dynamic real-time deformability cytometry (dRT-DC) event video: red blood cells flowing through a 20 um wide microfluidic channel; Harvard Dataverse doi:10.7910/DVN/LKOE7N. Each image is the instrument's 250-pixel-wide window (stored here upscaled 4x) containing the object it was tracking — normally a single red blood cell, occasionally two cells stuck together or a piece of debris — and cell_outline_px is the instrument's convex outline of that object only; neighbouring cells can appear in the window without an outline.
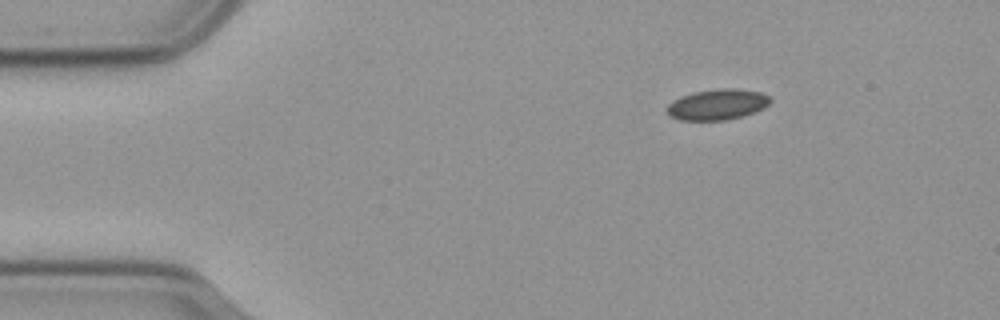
{"species": "common noctule bat (a hibernating species)", "species_latin": "Nyctalus noctula", "temperature_condition": "cold", "stored_images_in_passage": 50, "camera_frame_rate_fps": 3000, "um_per_image_px": 0.085, "animal": {"sex": "male", "body_mass_g": 23.1, "forearm_length_mm": 52.7}, "frame": {"image": 1, "passage_image": 1, "time_ms": 0.0, "image_size_px": [1000, 320], "cell_outline_px": [[772, 100], [764, 108], [740, 116], [724, 120], [680, 120], [672, 116], [668, 112], [668, 104], [672, 100], [680, 96], [692, 92], [716, 88], [736, 88], [760, 92], [768, 96]], "centroid_in_image_um": [60.96, 8.86], "position_along_channel_um": 24.0, "area_um2": 18.38}}
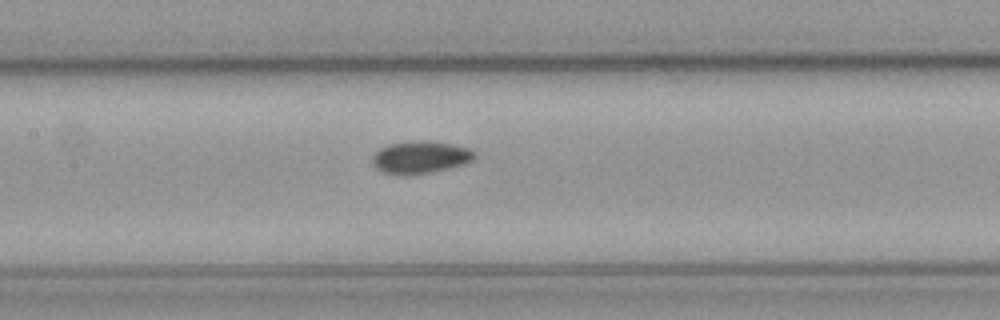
{"frame": {"image": 2, "passage_image": 19, "time_ms": 6.0, "image_size_px": [1000, 320], "cell_outline_px": [[476, 156], [472, 160], [464, 164], [428, 172], [380, 172], [376, 168], [372, 160], [372, 156], [380, 148], [388, 144], [416, 140], [428, 140], [452, 144], [468, 148], [476, 152]], "centroid_in_image_um": [35.75, 13.31], "position_along_channel_um": 171.6, "area_um2": 18.67}}
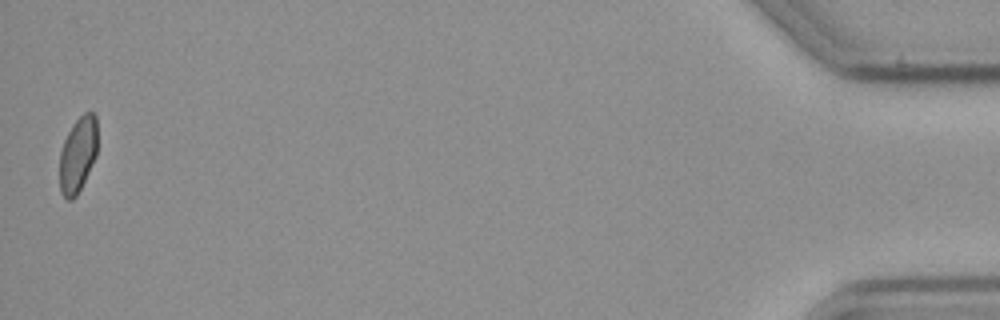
{"frame": {"image": 3, "passage_image": 49, "time_ms": 16.0, "image_size_px": [1000, 320], "cell_outline_px": [[96, 156], [76, 196], [72, 200], [68, 200], [60, 192], [60, 152], [64, 140], [68, 132], [76, 120], [84, 112], [92, 112], [96, 116]], "centroid_in_image_um": [6.6, 13.14], "position_along_channel_um": 428.6, "area_um2": 16.36}, "authors_computed_cell_mechanics": {"area_um2": 18.2648, "velocity_mm_per_s": 3.6016, "shape_relaxation_time_tau1_ms": null, "shape_relaxation_time_tau2_ms": 10.2267, "deformation_change_tau1": null, "deformation_change_tau2": 0.1073}}